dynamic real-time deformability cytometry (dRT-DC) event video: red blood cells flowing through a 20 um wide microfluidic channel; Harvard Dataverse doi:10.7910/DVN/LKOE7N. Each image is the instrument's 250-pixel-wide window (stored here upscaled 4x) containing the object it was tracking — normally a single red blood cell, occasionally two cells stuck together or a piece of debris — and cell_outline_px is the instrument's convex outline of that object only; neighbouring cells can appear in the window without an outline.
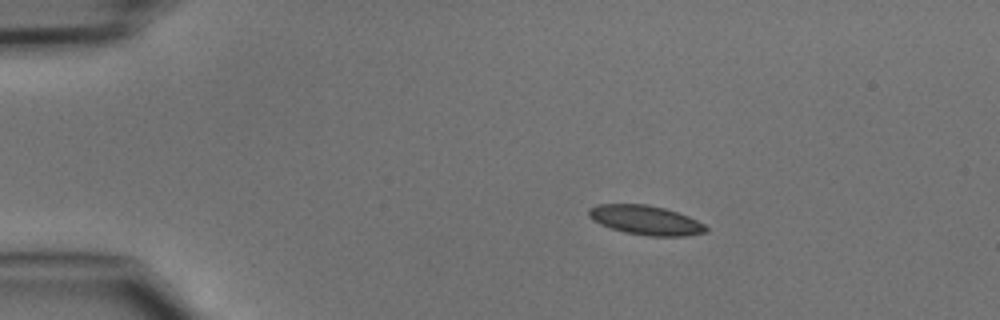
{"species": "common noctule bat (a hibernating species)", "species_latin": "Nyctalus noctula", "temperature_condition": "cold", "stored_images_in_passage": 11, "camera_frame_rate_fps": 3000, "um_per_image_px": 0.085, "animal": {"sex": "male", "body_mass_g": 15.6}, "frame": {"image": 1, "passage_image": 9, "time_ms": 2.667, "image_size_px": [1000, 320], "cell_outline_px": [[708, 232], [688, 236], [648, 236], [624, 232], [600, 224], [592, 220], [588, 216], [588, 208], [596, 204], [648, 204], [664, 208], [688, 216], [704, 224], [708, 228]], "centroid_in_image_um": [54.87, 18.71], "position_along_channel_um": 30.1, "area_um2": 20.17}}